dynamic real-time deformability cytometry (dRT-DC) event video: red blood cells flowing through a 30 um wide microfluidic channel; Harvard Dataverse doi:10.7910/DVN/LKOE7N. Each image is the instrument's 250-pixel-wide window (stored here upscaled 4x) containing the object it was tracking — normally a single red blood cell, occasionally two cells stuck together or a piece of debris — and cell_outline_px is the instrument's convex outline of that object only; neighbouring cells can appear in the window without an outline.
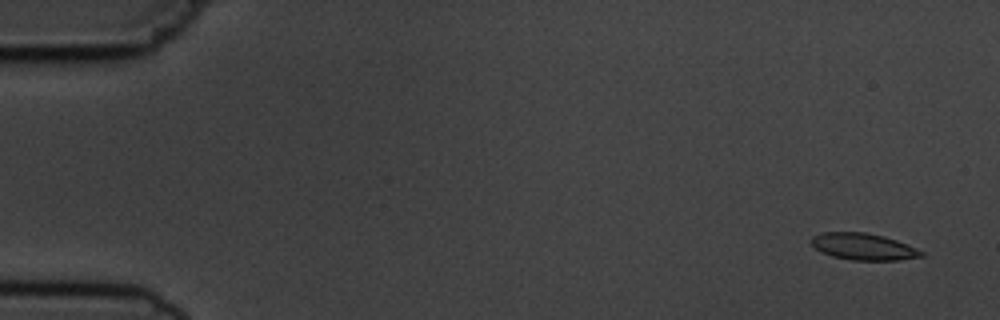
{"species": "common noctule bat (a hibernating species)", "species_latin": "Nyctalus noctula", "temperature_condition": "cold", "stored_images_in_passage": 5, "camera_frame_rate_fps": 3000, "um_per_image_px": 0.085, "animal": {"sex": "male", "body_mass_g": 19.5, "forearm_length_mm": 54.6}, "frame": {"image": 1, "passage_image": 1, "time_ms": 0.0, "image_size_px": [1000, 320], "cell_outline_px": [[924, 256], [900, 260], [852, 260], [832, 256], [820, 252], [812, 244], [812, 236], [820, 232], [864, 232], [884, 236], [896, 240], [916, 248], [924, 252]], "centroid_in_image_um": [73.38, 20.96], "position_along_channel_um": 11.6, "area_um2": 17.11}}
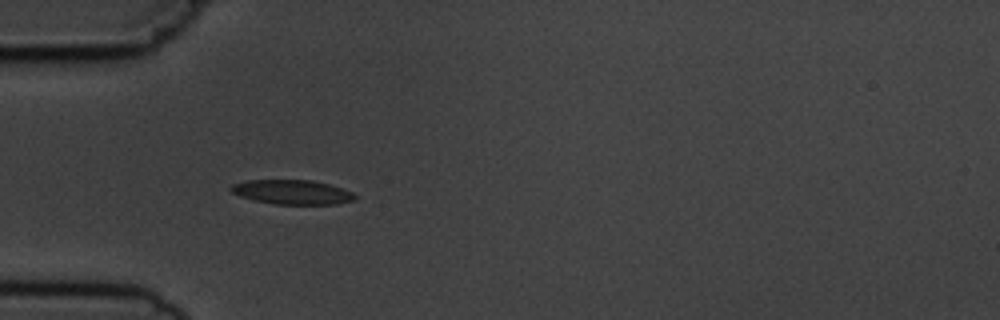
{"frame": {"image": 2, "passage_image": 5, "time_ms": 4.667, "image_size_px": [1000, 320], "cell_outline_px": [[356, 200], [336, 204], [272, 204], [252, 200], [240, 196], [232, 192], [228, 188], [232, 184], [248, 180], [312, 180], [328, 184], [352, 192], [356, 196]], "centroid_in_image_um": [24.8, 16.33], "position_along_channel_um": 60.2, "area_um2": 17.69}}